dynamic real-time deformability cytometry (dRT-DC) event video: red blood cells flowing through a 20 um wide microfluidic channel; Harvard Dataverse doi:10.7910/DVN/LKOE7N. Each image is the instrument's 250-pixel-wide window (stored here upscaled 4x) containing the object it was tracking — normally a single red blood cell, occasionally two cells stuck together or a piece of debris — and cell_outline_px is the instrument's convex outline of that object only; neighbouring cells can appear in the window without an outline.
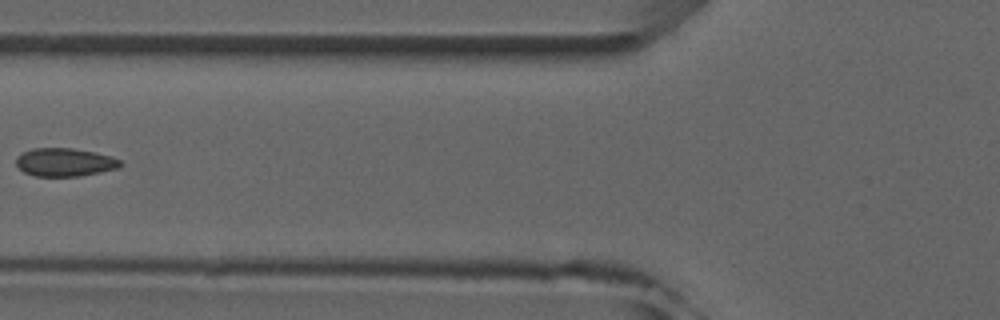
{"species": "common noctule bat (a hibernating species)", "species_latin": "Nyctalus noctula", "temperature_condition": "room temperature", "stored_images_in_passage": 6, "camera_frame_rate_fps": 3000, "um_per_image_px": 0.085, "animal": {"sex": "male", "forearm_length_mm": 52.5}, "frame": {"image": 1, "passage_image": 5, "time_ms": 5.667, "image_size_px": [1000, 320], "cell_outline_px": [[124, 164], [120, 168], [80, 176], [36, 176], [24, 172], [16, 164], [16, 156], [32, 148], [72, 148], [112, 156], [120, 160]], "centroid_in_image_um": [5.53, 13.79], "position_along_channel_um": 120.3, "area_um2": 17.17}}
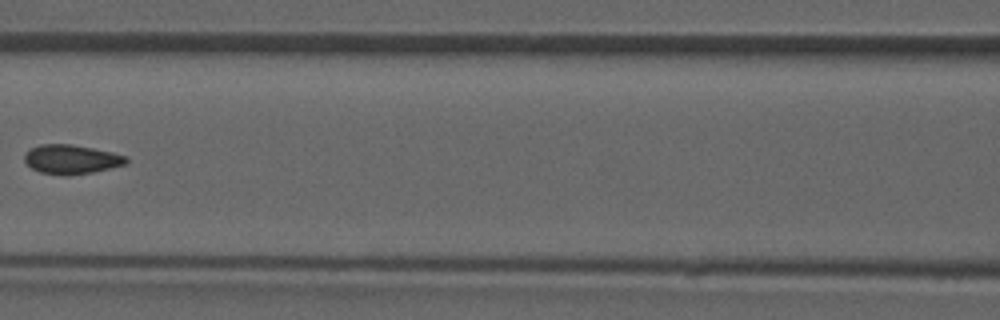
{"frame": {"image": 2, "passage_image": 6, "time_ms": 6.667, "image_size_px": [1000, 320], "cell_outline_px": [[128, 164], [92, 172], [68, 176], [64, 176], [40, 172], [32, 168], [24, 160], [24, 156], [32, 148], [40, 144], [72, 144], [112, 152], [128, 156]], "centroid_in_image_um": [6.1, 13.55], "position_along_channel_um": 160.5, "area_um2": 17.34}}